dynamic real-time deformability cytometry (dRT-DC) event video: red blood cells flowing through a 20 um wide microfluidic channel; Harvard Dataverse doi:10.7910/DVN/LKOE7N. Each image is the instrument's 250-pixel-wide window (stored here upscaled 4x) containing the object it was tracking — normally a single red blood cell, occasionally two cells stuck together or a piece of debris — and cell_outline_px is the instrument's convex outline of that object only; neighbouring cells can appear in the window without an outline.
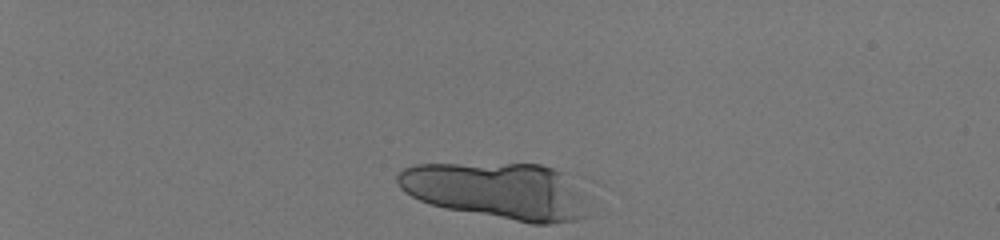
{"species": "human", "species_latin": "Homo sapiens", "temperature_condition": "room temperature", "stored_images_in_passage": 12, "camera_frame_rate_fps": 3000, "um_per_image_px": 0.085, "donor": {"sex": "male"}, "frame": {"image": 1, "passage_image": 1, "time_ms": 0.0, "image_size_px": [1000, 240], "cell_outline_px": [[588, 216], [576, 220], [548, 224], [532, 224], [444, 208], [420, 200], [404, 192], [400, 188], [396, 180], [396, 176], [404, 168], [416, 164], [540, 164], [564, 172], [584, 196]], "centroid_in_image_um": [42.28, 16.23], "position_along_channel_um": 42.7, "area_um2": 62.94}}